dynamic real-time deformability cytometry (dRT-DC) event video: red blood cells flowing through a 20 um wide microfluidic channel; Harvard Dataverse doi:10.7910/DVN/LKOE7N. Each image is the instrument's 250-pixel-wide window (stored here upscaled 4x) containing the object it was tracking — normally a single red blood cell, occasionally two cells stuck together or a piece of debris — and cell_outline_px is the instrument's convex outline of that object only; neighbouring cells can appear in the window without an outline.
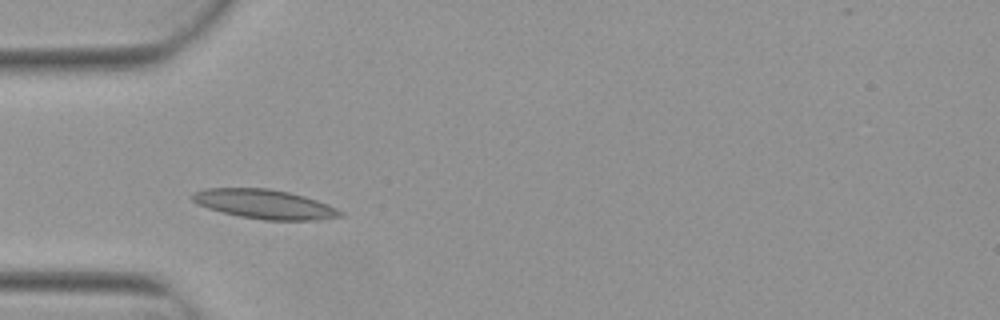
{"species": "Egyptian fruit bat (a non-hibernating species)", "species_latin": "Rousettus aegyptiacus", "temperature_condition": "warm", "stored_images_in_passage": 3, "camera_frame_rate_fps": 3000, "um_per_image_px": 0.085, "animal": {"sex": "female"}, "frame": {"image": 1, "passage_image": 2, "time_ms": 0.333, "image_size_px": [1000, 320], "cell_outline_px": [[344, 216], [328, 220], [264, 220], [240, 216], [208, 208], [196, 204], [188, 196], [192, 192], [204, 188], [268, 188], [288, 192], [304, 196], [328, 204], [344, 212]], "centroid_in_image_um": [22.5, 17.35], "position_along_channel_um": 62.5, "area_um2": 25.55}}
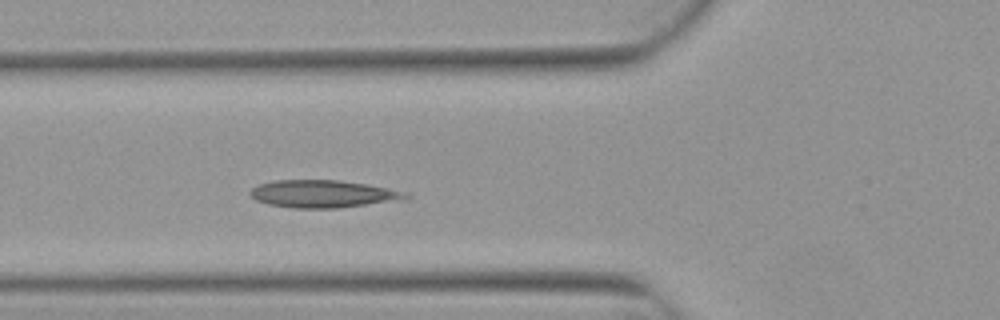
{"frame": {"image": 2, "passage_image": 3, "time_ms": 0.667, "image_size_px": [1000, 320], "cell_outline_px": [[412, 196], [404, 200], [336, 208], [292, 208], [268, 204], [256, 200], [248, 192], [256, 184], [276, 180], [340, 180], [368, 184], [412, 192]], "centroid_in_image_um": [27.53, 16.47], "position_along_channel_um": 98.3, "area_um2": 25.37}}